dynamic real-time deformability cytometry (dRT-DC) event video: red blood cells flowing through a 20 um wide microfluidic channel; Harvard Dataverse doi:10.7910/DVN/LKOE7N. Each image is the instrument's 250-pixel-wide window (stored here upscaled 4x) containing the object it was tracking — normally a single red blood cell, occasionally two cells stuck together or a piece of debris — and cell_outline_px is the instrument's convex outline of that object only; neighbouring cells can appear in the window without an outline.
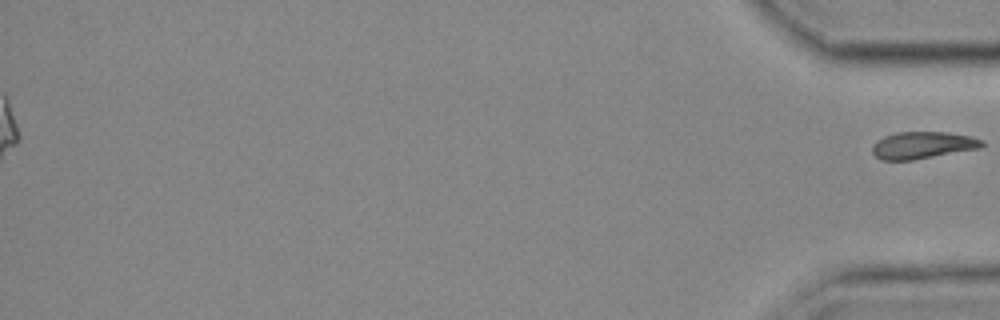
{"species": "common noctule bat (a hibernating species)", "species_latin": "Nyctalus noctula", "temperature_condition": "cold", "stored_images_in_passage": 57, "segment_of_instrument_passage": [2, 2], "camera_frame_rate_fps": 3000, "um_per_image_px": 0.085, "animal": {"sex": "female", "body_mass_g": 25.1}, "frame": {"image": 1, "passage_image": 57, "time_ms": 18.667, "image_size_px": [1000, 320], "cell_outline_px": [[984, 148], [912, 160], [880, 160], [872, 152], [872, 144], [876, 140], [884, 136], [896, 132], [948, 132], [972, 136], [984, 140]], "centroid_in_image_um": [78.46, 12.34], "position_along_channel_um": 356.7, "area_um2": 17.63}}